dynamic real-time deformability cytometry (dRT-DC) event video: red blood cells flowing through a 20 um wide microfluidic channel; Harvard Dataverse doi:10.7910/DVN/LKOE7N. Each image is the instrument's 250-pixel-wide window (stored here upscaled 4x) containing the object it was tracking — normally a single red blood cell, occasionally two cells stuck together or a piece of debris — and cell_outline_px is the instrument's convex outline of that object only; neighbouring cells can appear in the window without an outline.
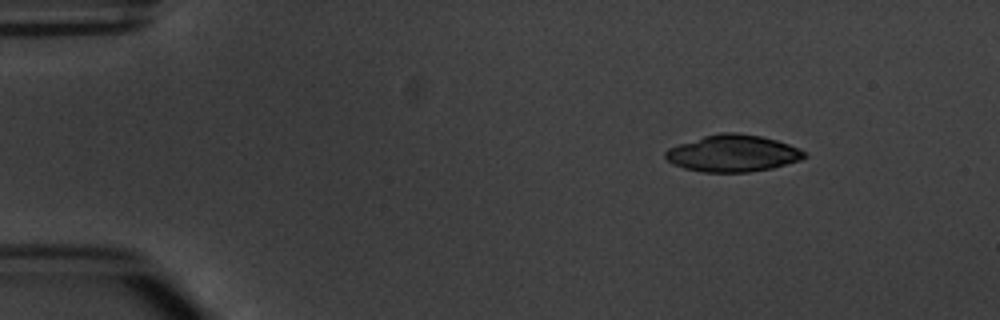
{"species": "common noctule bat (a hibernating species)", "species_latin": "Nyctalus noctula", "temperature_condition": "warm", "stored_images_in_passage": 4, "camera_frame_rate_fps": 3000, "um_per_image_px": 0.085, "animal": {"sex": "male", "body_mass_g": 20.1, "forearm_length_mm": 53.5}, "frame": {"image": 1, "passage_image": 1, "time_ms": 0.0, "image_size_px": [1000, 320], "cell_outline_px": [[808, 156], [800, 160], [772, 168], [748, 172], [704, 172], [684, 168], [672, 164], [664, 156], [664, 152], [668, 148], [704, 136], [720, 132], [736, 132], [760, 136], [776, 140], [788, 144], [808, 152]], "centroid_in_image_um": [62.3, 13.03], "position_along_channel_um": 22.7, "area_um2": 29.77}}